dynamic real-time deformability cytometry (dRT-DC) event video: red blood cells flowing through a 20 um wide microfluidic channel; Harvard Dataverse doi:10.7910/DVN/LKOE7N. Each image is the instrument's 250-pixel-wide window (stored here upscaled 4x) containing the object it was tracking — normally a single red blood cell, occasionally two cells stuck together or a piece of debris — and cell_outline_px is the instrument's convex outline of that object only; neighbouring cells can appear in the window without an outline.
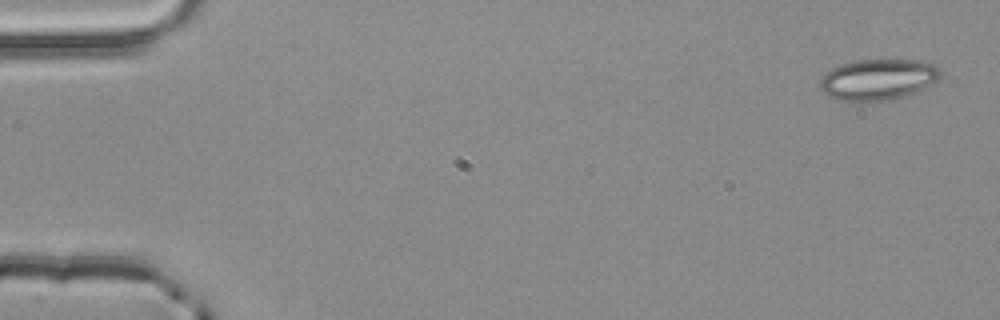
{"species": "common noctule bat (a hibernating species)", "species_latin": "Nyctalus noctula", "temperature_condition": "room temperature", "stored_images_in_passage": 4, "camera_frame_rate_fps": 3000, "um_per_image_px": 0.085, "animal": {"sex": "male", "body_mass_g": 20.4}, "frame": {"image": 1, "passage_image": 1, "time_ms": 0.0, "image_size_px": [1000, 320], "cell_outline_px": [[940, 76], [936, 80], [904, 96], [884, 100], [836, 100], [828, 96], [820, 88], [820, 80], [824, 72], [840, 64], [856, 60], [920, 60], [932, 64], [940, 68]], "centroid_in_image_um": [74.56, 6.73], "position_along_channel_um": 10.4, "area_um2": 28.26}}
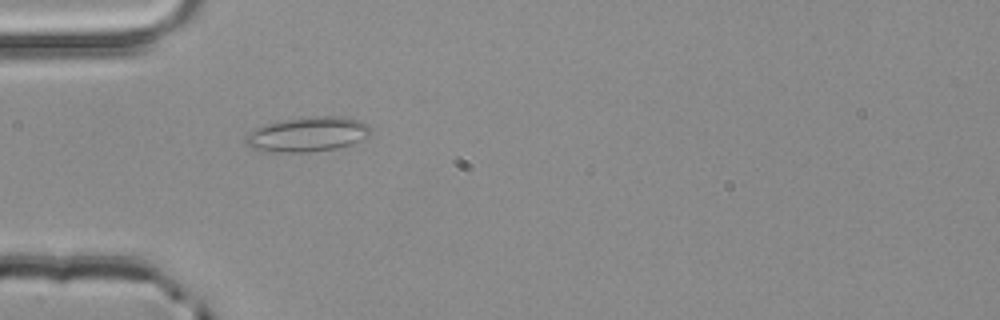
{"frame": {"image": 2, "passage_image": 4, "time_ms": 1.0, "image_size_px": [1000, 320], "cell_outline_px": [[372, 128], [368, 136], [348, 144], [332, 148], [308, 152], [280, 152], [252, 148], [244, 144], [244, 136], [252, 128], [264, 124], [284, 120], [312, 116], [344, 116], [360, 120], [368, 124]], "centroid_in_image_um": [26.09, 11.39], "position_along_channel_um": 58.9, "area_um2": 25.26}}